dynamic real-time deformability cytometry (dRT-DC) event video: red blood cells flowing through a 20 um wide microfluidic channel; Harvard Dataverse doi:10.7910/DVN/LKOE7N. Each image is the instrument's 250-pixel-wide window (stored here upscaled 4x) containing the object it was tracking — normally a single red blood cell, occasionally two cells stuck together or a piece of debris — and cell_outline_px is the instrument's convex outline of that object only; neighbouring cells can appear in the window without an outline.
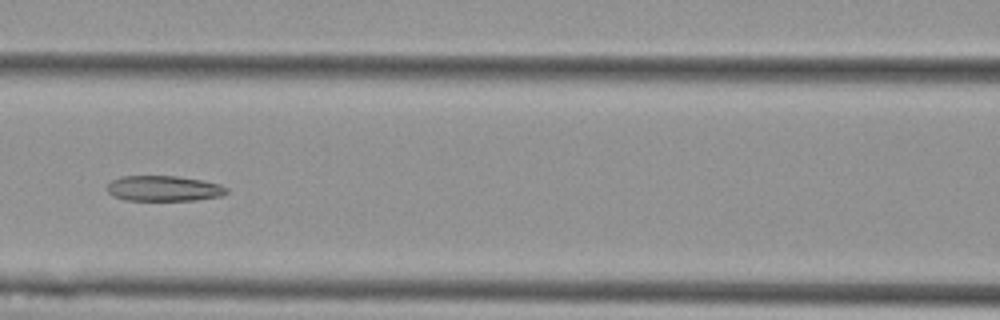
{"species": "Egyptian fruit bat (a non-hibernating species)", "species_latin": "Rousettus aegyptiacus", "temperature_condition": "cold", "stored_images_in_passage": 7, "camera_frame_rate_fps": 3000, "um_per_image_px": 0.085, "animal": {"sex": "female"}, "frame": {"image": 1, "passage_image": 4, "time_ms": 1.0, "image_size_px": [1000, 320], "cell_outline_px": [[228, 192], [220, 196], [196, 200], [124, 200], [112, 196], [108, 192], [108, 184], [112, 180], [120, 176], [176, 176], [200, 180], [220, 184], [228, 188]], "centroid_in_image_um": [13.91, 16.02], "position_along_channel_um": 152.7, "area_um2": 17.69}}
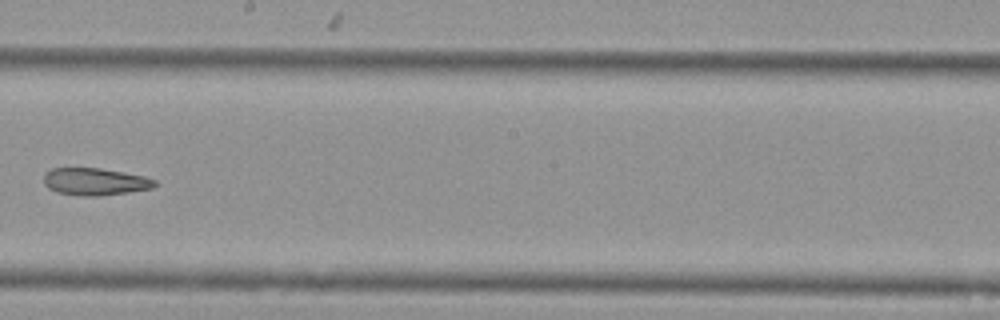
{"frame": {"image": 2, "passage_image": 6, "time_ms": 1.667, "image_size_px": [1000, 320], "cell_outline_px": [[156, 184], [152, 188], [128, 192], [100, 196], [80, 196], [56, 192], [48, 188], [44, 184], [44, 172], [52, 168], [100, 168], [144, 176], [156, 180]], "centroid_in_image_um": [8.04, 15.44], "position_along_channel_um": 240.2, "area_um2": 17.69}}
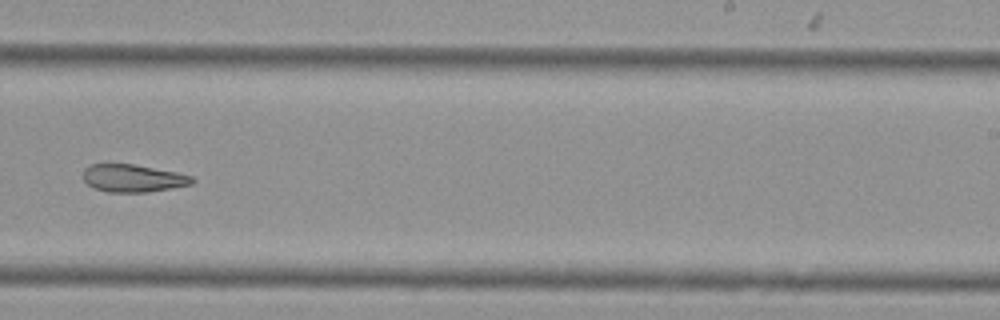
{"frame": {"image": 3, "passage_image": 7, "time_ms": 2.0, "image_size_px": [1000, 320], "cell_outline_px": [[196, 180], [192, 184], [172, 188], [148, 192], [108, 192], [92, 188], [84, 180], [84, 168], [92, 164], [132, 164], [176, 172], [192, 176]], "centroid_in_image_um": [11.31, 15.16], "position_along_channel_um": 277.7, "area_um2": 17.51}}